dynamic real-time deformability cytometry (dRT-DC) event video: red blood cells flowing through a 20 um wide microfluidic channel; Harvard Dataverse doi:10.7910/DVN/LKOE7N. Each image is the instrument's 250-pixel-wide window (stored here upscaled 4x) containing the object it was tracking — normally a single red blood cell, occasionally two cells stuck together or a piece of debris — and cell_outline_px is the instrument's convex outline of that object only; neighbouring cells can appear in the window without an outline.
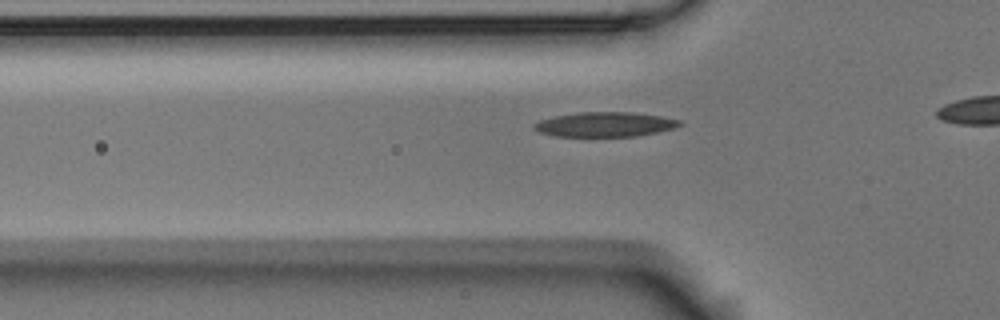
{"species": "Egyptian fruit bat (a non-hibernating species)", "species_latin": "Rousettus aegyptiacus", "temperature_condition": "room temperature", "stored_images_in_passage": 34, "camera_frame_rate_fps": 3000, "um_per_image_px": 0.085, "animal": {"sex": "male"}, "frame": {"image": 1, "passage_image": 7, "time_ms": 2.0, "image_size_px": [1000, 320], "cell_outline_px": [[684, 124], [672, 128], [656, 132], [636, 136], [556, 136], [540, 132], [532, 128], [532, 124], [540, 120], [556, 116], [580, 112], [636, 112], [660, 116], [680, 120]], "centroid_in_image_um": [51.41, 10.57], "position_along_channel_um": 74.4, "area_um2": 20.81}}
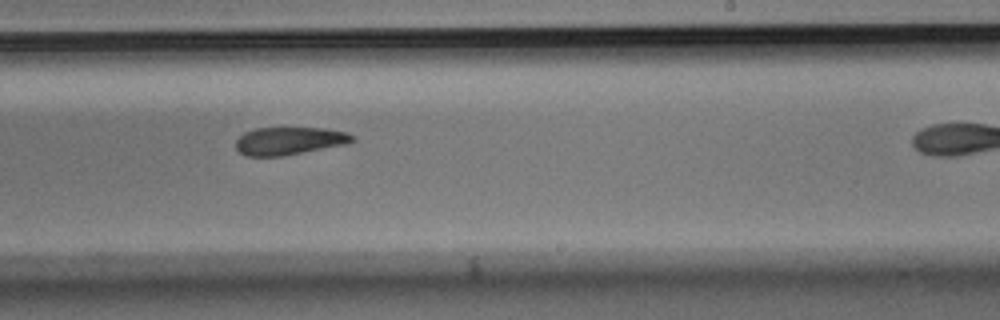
{"frame": {"image": 2, "passage_image": 23, "time_ms": 7.333, "image_size_px": [1000, 320], "cell_outline_px": [[356, 140], [344, 144], [280, 156], [248, 156], [240, 152], [236, 148], [236, 140], [244, 132], [256, 128], [328, 128], [348, 132], [356, 136]], "centroid_in_image_um": [24.61, 11.95], "position_along_channel_um": 264.4, "area_um2": 18.73}}
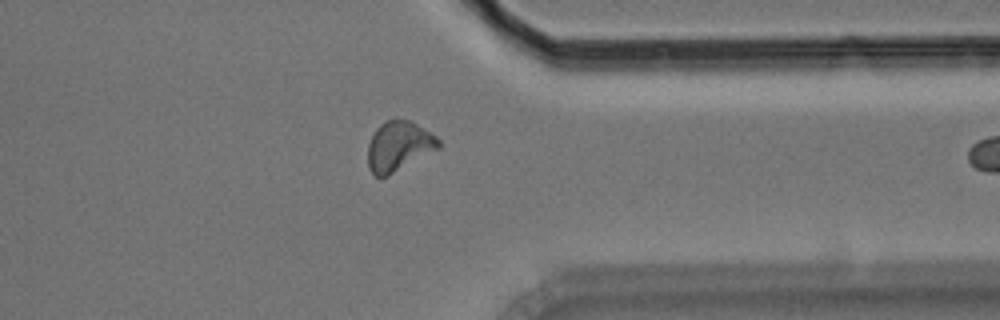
{"frame": {"image": 3, "passage_image": 33, "time_ms": 10.667, "image_size_px": [1000, 320], "cell_outline_px": [[440, 148], [388, 176], [376, 176], [368, 168], [368, 144], [376, 128], [384, 120], [396, 116], [412, 120], [436, 136], [440, 140]], "centroid_in_image_um": [33.9, 12.37], "position_along_channel_um": 377.5, "area_um2": 20.98}}